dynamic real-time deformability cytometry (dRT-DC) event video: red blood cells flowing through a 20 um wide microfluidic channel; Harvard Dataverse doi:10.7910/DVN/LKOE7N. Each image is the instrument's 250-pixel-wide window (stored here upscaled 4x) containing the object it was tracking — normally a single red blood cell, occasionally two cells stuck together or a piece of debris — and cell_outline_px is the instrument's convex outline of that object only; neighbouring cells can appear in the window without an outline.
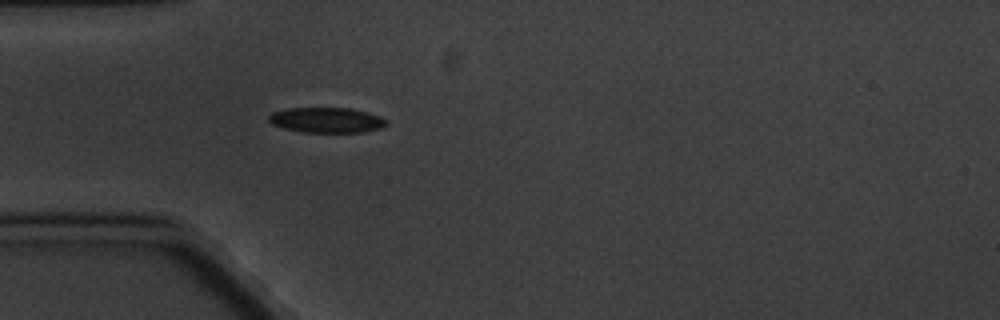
{"species": "common noctule bat (a hibernating species)", "species_latin": "Nyctalus noctula", "temperature_condition": "cold", "stored_images_in_passage": 1, "camera_frame_rate_fps": 3000, "um_per_image_px": 0.085, "animal": {"sex": "male", "body_mass_g": 20.1, "forearm_length_mm": 53.5}, "frame": {"image": 1, "passage_image": 1, "time_ms": 0.0, "image_size_px": [1000, 320], "cell_outline_px": [[388, 124], [380, 128], [364, 132], [304, 132], [284, 128], [272, 124], [268, 120], [268, 116], [272, 112], [288, 108], [352, 108], [368, 112], [380, 116], [388, 120]], "centroid_in_image_um": [27.79, 10.2], "position_along_channel_um": 57.2, "area_um2": 17.4}}